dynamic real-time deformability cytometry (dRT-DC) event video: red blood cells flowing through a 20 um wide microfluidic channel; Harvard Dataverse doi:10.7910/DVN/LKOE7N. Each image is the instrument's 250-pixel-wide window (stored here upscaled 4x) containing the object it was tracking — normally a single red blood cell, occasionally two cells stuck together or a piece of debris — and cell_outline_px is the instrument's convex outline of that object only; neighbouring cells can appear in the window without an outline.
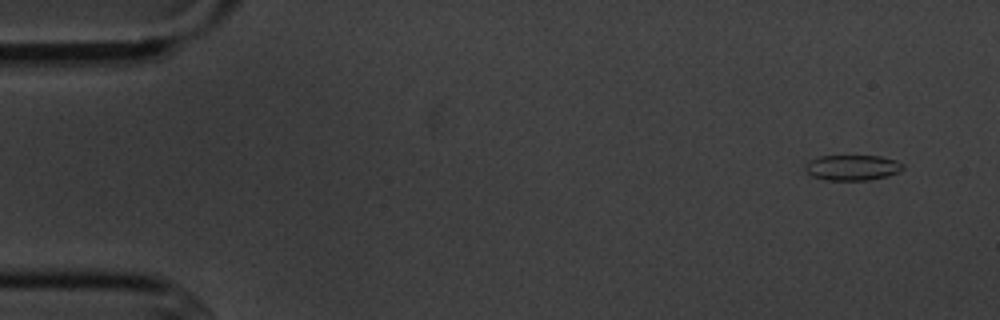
{"species": "common noctule bat (a hibernating species)", "species_latin": "Nyctalus noctula", "temperature_condition": "cold", "stored_images_in_passage": 9, "camera_frame_rate_fps": 3000, "um_per_image_px": 0.085, "animal": {"sex": "male", "body_mass_g": 20.1, "forearm_length_mm": 53.5}, "frame": {"image": 1, "passage_image": 1, "time_ms": 0.0, "image_size_px": [1000, 320], "cell_outline_px": [[904, 168], [888, 176], [868, 180], [828, 180], [812, 176], [804, 168], [804, 164], [808, 160], [820, 156], [880, 156], [896, 160], [904, 164]], "centroid_in_image_um": [72.43, 14.24], "position_along_channel_um": 12.6, "area_um2": 14.51}}
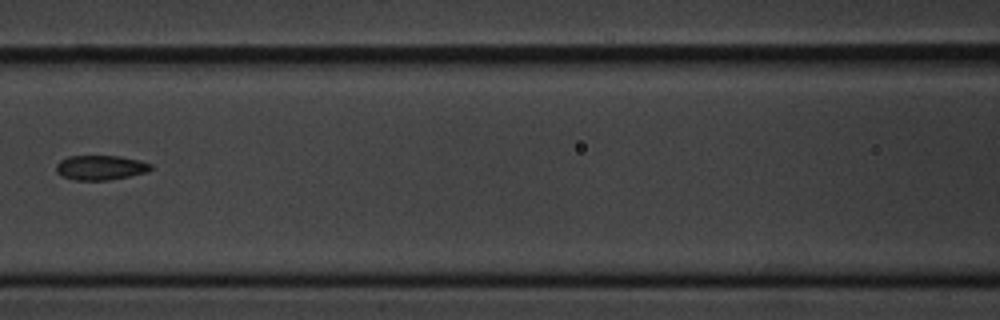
{"frame": {"image": 2, "passage_image": 7, "time_ms": 7.0, "image_size_px": [1000, 320], "cell_outline_px": [[152, 168], [148, 172], [108, 180], [72, 180], [60, 176], [56, 172], [56, 164], [60, 160], [68, 156], [120, 156], [140, 160], [152, 164]], "centroid_in_image_um": [8.52, 14.24], "position_along_channel_um": 158.1, "area_um2": 13.76}}
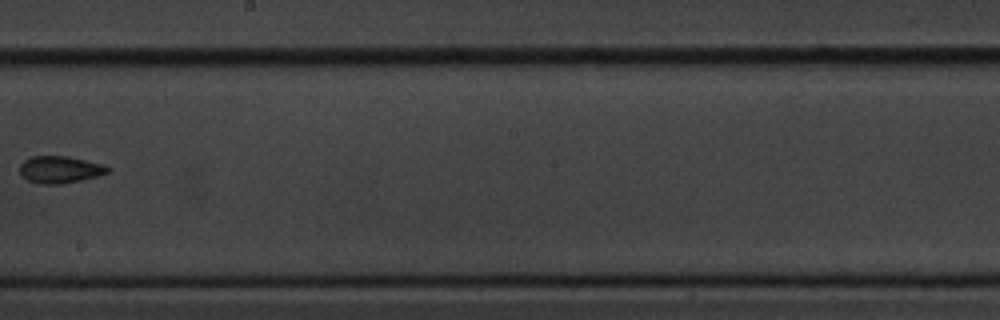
{"frame": {"image": 3, "passage_image": 9, "time_ms": 9.333, "image_size_px": [1000, 320], "cell_outline_px": [[108, 172], [96, 176], [80, 180], [60, 184], [40, 184], [28, 180], [20, 172], [20, 164], [24, 160], [32, 156], [68, 156], [104, 164], [108, 168]], "centroid_in_image_um": [5.08, 14.4], "position_along_channel_um": 243.1, "area_um2": 13.7}}